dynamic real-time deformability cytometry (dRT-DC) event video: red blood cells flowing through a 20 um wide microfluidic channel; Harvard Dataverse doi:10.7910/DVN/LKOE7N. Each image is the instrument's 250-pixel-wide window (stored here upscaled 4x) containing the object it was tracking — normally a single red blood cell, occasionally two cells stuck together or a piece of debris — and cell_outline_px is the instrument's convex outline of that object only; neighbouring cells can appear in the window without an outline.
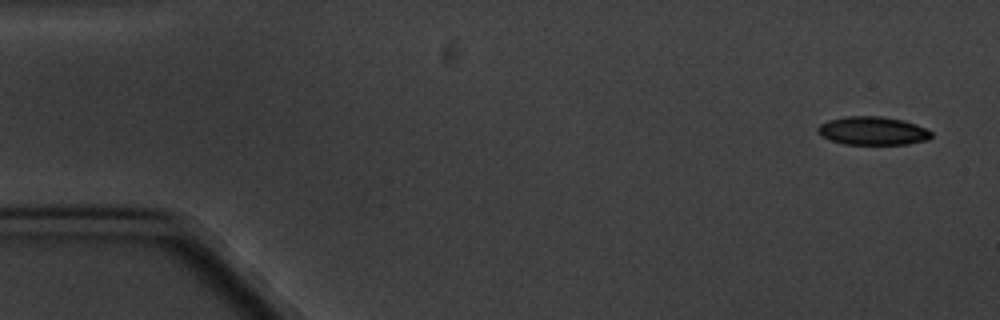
{"species": "common noctule bat (a hibernating species)", "species_latin": "Nyctalus noctula", "temperature_condition": "cold", "stored_images_in_passage": 5, "camera_frame_rate_fps": 3000, "um_per_image_px": 0.085, "animal": {"sex": "male", "body_mass_g": 20.1, "forearm_length_mm": 53.5}, "frame": {"image": 1, "passage_image": 1, "time_ms": 0.0, "image_size_px": [1000, 320], "cell_outline_px": [[932, 136], [928, 140], [908, 144], [844, 144], [820, 136], [816, 132], [816, 128], [820, 124], [828, 120], [848, 116], [880, 116], [904, 120], [916, 124], [932, 132]], "centroid_in_image_um": [74.17, 11.12], "position_along_channel_um": 10.8, "area_um2": 18.84}}
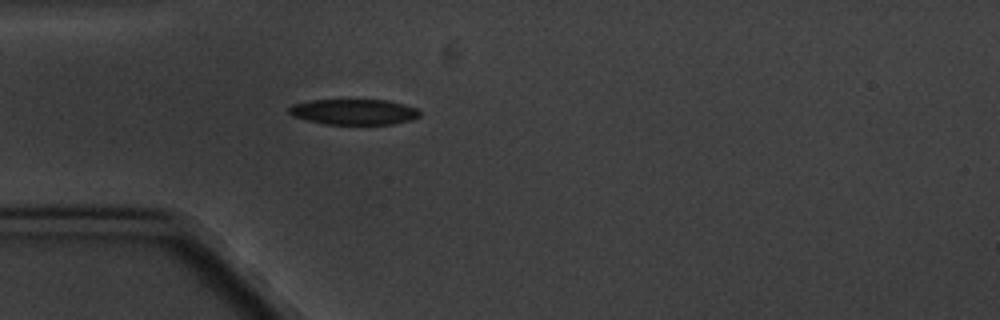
{"frame": {"image": 2, "passage_image": 5, "time_ms": 4.667, "image_size_px": [1000, 320], "cell_outline_px": [[420, 116], [412, 120], [392, 124], [324, 124], [292, 116], [288, 112], [288, 108], [292, 104], [312, 100], [388, 100], [404, 104], [416, 108], [420, 112]], "centroid_in_image_um": [30.08, 9.51], "position_along_channel_um": 54.9, "area_um2": 19.54}}